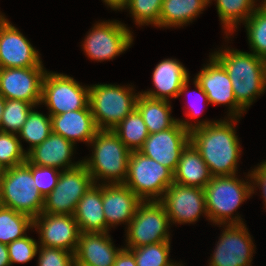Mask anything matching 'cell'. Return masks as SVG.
Segmentation results:
<instances>
[{"mask_svg": "<svg viewBox=\"0 0 266 266\" xmlns=\"http://www.w3.org/2000/svg\"><path fill=\"white\" fill-rule=\"evenodd\" d=\"M38 243L29 236L15 240L7 245L10 265L14 263H27L38 253Z\"/></svg>", "mask_w": 266, "mask_h": 266, "instance_id": "37", "label": "cell"}, {"mask_svg": "<svg viewBox=\"0 0 266 266\" xmlns=\"http://www.w3.org/2000/svg\"><path fill=\"white\" fill-rule=\"evenodd\" d=\"M168 100L150 98L142 93L136 102V109L142 116L150 134L173 127L179 119L171 117V105Z\"/></svg>", "mask_w": 266, "mask_h": 266, "instance_id": "26", "label": "cell"}, {"mask_svg": "<svg viewBox=\"0 0 266 266\" xmlns=\"http://www.w3.org/2000/svg\"><path fill=\"white\" fill-rule=\"evenodd\" d=\"M244 25L252 53L266 60V3L264 1L244 22Z\"/></svg>", "mask_w": 266, "mask_h": 266, "instance_id": "31", "label": "cell"}, {"mask_svg": "<svg viewBox=\"0 0 266 266\" xmlns=\"http://www.w3.org/2000/svg\"><path fill=\"white\" fill-rule=\"evenodd\" d=\"M208 220L215 225L241 224L240 216L231 217L234 211L252 195V184L235 175L213 176L204 188Z\"/></svg>", "mask_w": 266, "mask_h": 266, "instance_id": "4", "label": "cell"}, {"mask_svg": "<svg viewBox=\"0 0 266 266\" xmlns=\"http://www.w3.org/2000/svg\"><path fill=\"white\" fill-rule=\"evenodd\" d=\"M93 184L83 162L76 167L61 170L57 186L44 198L42 213L73 215L79 200Z\"/></svg>", "mask_w": 266, "mask_h": 266, "instance_id": "9", "label": "cell"}, {"mask_svg": "<svg viewBox=\"0 0 266 266\" xmlns=\"http://www.w3.org/2000/svg\"><path fill=\"white\" fill-rule=\"evenodd\" d=\"M5 169L0 165V174L4 171Z\"/></svg>", "mask_w": 266, "mask_h": 266, "instance_id": "47", "label": "cell"}, {"mask_svg": "<svg viewBox=\"0 0 266 266\" xmlns=\"http://www.w3.org/2000/svg\"><path fill=\"white\" fill-rule=\"evenodd\" d=\"M212 177L200 153L189 143L182 151L177 168L173 173L174 182L204 189Z\"/></svg>", "mask_w": 266, "mask_h": 266, "instance_id": "25", "label": "cell"}, {"mask_svg": "<svg viewBox=\"0 0 266 266\" xmlns=\"http://www.w3.org/2000/svg\"><path fill=\"white\" fill-rule=\"evenodd\" d=\"M122 248L114 247L108 233L81 232L75 252V265L113 266Z\"/></svg>", "mask_w": 266, "mask_h": 266, "instance_id": "21", "label": "cell"}, {"mask_svg": "<svg viewBox=\"0 0 266 266\" xmlns=\"http://www.w3.org/2000/svg\"><path fill=\"white\" fill-rule=\"evenodd\" d=\"M173 182V172L169 168L140 151L131 152L123 184L142 201H159Z\"/></svg>", "mask_w": 266, "mask_h": 266, "instance_id": "7", "label": "cell"}, {"mask_svg": "<svg viewBox=\"0 0 266 266\" xmlns=\"http://www.w3.org/2000/svg\"><path fill=\"white\" fill-rule=\"evenodd\" d=\"M50 118L52 132L75 145L76 141L89 144L98 131L89 104L84 109L50 115Z\"/></svg>", "mask_w": 266, "mask_h": 266, "instance_id": "23", "label": "cell"}, {"mask_svg": "<svg viewBox=\"0 0 266 266\" xmlns=\"http://www.w3.org/2000/svg\"><path fill=\"white\" fill-rule=\"evenodd\" d=\"M80 232L108 233L102 203V183L93 184L79 200L73 214Z\"/></svg>", "mask_w": 266, "mask_h": 266, "instance_id": "24", "label": "cell"}, {"mask_svg": "<svg viewBox=\"0 0 266 266\" xmlns=\"http://www.w3.org/2000/svg\"><path fill=\"white\" fill-rule=\"evenodd\" d=\"M249 181L251 180L252 183V194H254L255 184L260 186V189L262 190V197L264 198L263 200L265 201V206H266V161L261 162L259 166H257L251 173L247 175Z\"/></svg>", "mask_w": 266, "mask_h": 266, "instance_id": "40", "label": "cell"}, {"mask_svg": "<svg viewBox=\"0 0 266 266\" xmlns=\"http://www.w3.org/2000/svg\"><path fill=\"white\" fill-rule=\"evenodd\" d=\"M143 201L124 184L102 183L103 212L107 228L130 223Z\"/></svg>", "mask_w": 266, "mask_h": 266, "instance_id": "19", "label": "cell"}, {"mask_svg": "<svg viewBox=\"0 0 266 266\" xmlns=\"http://www.w3.org/2000/svg\"><path fill=\"white\" fill-rule=\"evenodd\" d=\"M40 104L48 107L49 115L84 109L89 104V86H81L73 77L63 73L47 71Z\"/></svg>", "mask_w": 266, "mask_h": 266, "instance_id": "10", "label": "cell"}, {"mask_svg": "<svg viewBox=\"0 0 266 266\" xmlns=\"http://www.w3.org/2000/svg\"><path fill=\"white\" fill-rule=\"evenodd\" d=\"M105 2L106 5H108L113 10H121L122 7L125 5L127 0H102Z\"/></svg>", "mask_w": 266, "mask_h": 266, "instance_id": "44", "label": "cell"}, {"mask_svg": "<svg viewBox=\"0 0 266 266\" xmlns=\"http://www.w3.org/2000/svg\"><path fill=\"white\" fill-rule=\"evenodd\" d=\"M113 266H137L134 255L125 248H122L115 257Z\"/></svg>", "mask_w": 266, "mask_h": 266, "instance_id": "41", "label": "cell"}, {"mask_svg": "<svg viewBox=\"0 0 266 266\" xmlns=\"http://www.w3.org/2000/svg\"><path fill=\"white\" fill-rule=\"evenodd\" d=\"M5 106V99L0 95V131H1V117Z\"/></svg>", "mask_w": 266, "mask_h": 266, "instance_id": "45", "label": "cell"}, {"mask_svg": "<svg viewBox=\"0 0 266 266\" xmlns=\"http://www.w3.org/2000/svg\"><path fill=\"white\" fill-rule=\"evenodd\" d=\"M209 62L198 72L194 80L206 93L209 103L214 105L228 104V118H240L245 110L236 102L226 69L213 55L210 56Z\"/></svg>", "mask_w": 266, "mask_h": 266, "instance_id": "17", "label": "cell"}, {"mask_svg": "<svg viewBox=\"0 0 266 266\" xmlns=\"http://www.w3.org/2000/svg\"><path fill=\"white\" fill-rule=\"evenodd\" d=\"M140 93L112 84L89 86V105L98 130H112L136 108Z\"/></svg>", "mask_w": 266, "mask_h": 266, "instance_id": "6", "label": "cell"}, {"mask_svg": "<svg viewBox=\"0 0 266 266\" xmlns=\"http://www.w3.org/2000/svg\"><path fill=\"white\" fill-rule=\"evenodd\" d=\"M44 67L39 52L4 15L0 18V68Z\"/></svg>", "mask_w": 266, "mask_h": 266, "instance_id": "15", "label": "cell"}, {"mask_svg": "<svg viewBox=\"0 0 266 266\" xmlns=\"http://www.w3.org/2000/svg\"><path fill=\"white\" fill-rule=\"evenodd\" d=\"M212 55L223 65L231 80L236 102L246 111L256 96L266 90V60L240 50H218Z\"/></svg>", "mask_w": 266, "mask_h": 266, "instance_id": "2", "label": "cell"}, {"mask_svg": "<svg viewBox=\"0 0 266 266\" xmlns=\"http://www.w3.org/2000/svg\"><path fill=\"white\" fill-rule=\"evenodd\" d=\"M112 131L132 151H139L150 135L139 111L135 108Z\"/></svg>", "mask_w": 266, "mask_h": 266, "instance_id": "28", "label": "cell"}, {"mask_svg": "<svg viewBox=\"0 0 266 266\" xmlns=\"http://www.w3.org/2000/svg\"><path fill=\"white\" fill-rule=\"evenodd\" d=\"M34 107L36 106L23 100L5 99V106L1 117V131L18 134Z\"/></svg>", "mask_w": 266, "mask_h": 266, "instance_id": "33", "label": "cell"}, {"mask_svg": "<svg viewBox=\"0 0 266 266\" xmlns=\"http://www.w3.org/2000/svg\"><path fill=\"white\" fill-rule=\"evenodd\" d=\"M179 60L164 59L159 62L152 74L156 90L140 92L154 99L178 98L188 90L189 72Z\"/></svg>", "mask_w": 266, "mask_h": 266, "instance_id": "20", "label": "cell"}, {"mask_svg": "<svg viewBox=\"0 0 266 266\" xmlns=\"http://www.w3.org/2000/svg\"><path fill=\"white\" fill-rule=\"evenodd\" d=\"M208 5L204 0H163L159 27H179L192 22Z\"/></svg>", "mask_w": 266, "mask_h": 266, "instance_id": "27", "label": "cell"}, {"mask_svg": "<svg viewBox=\"0 0 266 266\" xmlns=\"http://www.w3.org/2000/svg\"><path fill=\"white\" fill-rule=\"evenodd\" d=\"M163 0H127L122 9L128 8L135 23L139 26L159 27V16Z\"/></svg>", "mask_w": 266, "mask_h": 266, "instance_id": "36", "label": "cell"}, {"mask_svg": "<svg viewBox=\"0 0 266 266\" xmlns=\"http://www.w3.org/2000/svg\"><path fill=\"white\" fill-rule=\"evenodd\" d=\"M38 266H75V255L59 248L39 246Z\"/></svg>", "mask_w": 266, "mask_h": 266, "instance_id": "39", "label": "cell"}, {"mask_svg": "<svg viewBox=\"0 0 266 266\" xmlns=\"http://www.w3.org/2000/svg\"><path fill=\"white\" fill-rule=\"evenodd\" d=\"M60 174L59 169L32 164L34 184L44 198L57 186Z\"/></svg>", "mask_w": 266, "mask_h": 266, "instance_id": "38", "label": "cell"}, {"mask_svg": "<svg viewBox=\"0 0 266 266\" xmlns=\"http://www.w3.org/2000/svg\"><path fill=\"white\" fill-rule=\"evenodd\" d=\"M33 228L40 234V246L59 248L75 254L81 232L73 215L41 213L33 219Z\"/></svg>", "mask_w": 266, "mask_h": 266, "instance_id": "18", "label": "cell"}, {"mask_svg": "<svg viewBox=\"0 0 266 266\" xmlns=\"http://www.w3.org/2000/svg\"><path fill=\"white\" fill-rule=\"evenodd\" d=\"M164 206L170 224L194 223L201 214L208 218L204 189L173 182L159 200Z\"/></svg>", "mask_w": 266, "mask_h": 266, "instance_id": "12", "label": "cell"}, {"mask_svg": "<svg viewBox=\"0 0 266 266\" xmlns=\"http://www.w3.org/2000/svg\"><path fill=\"white\" fill-rule=\"evenodd\" d=\"M29 228H33L31 217L0 205V243L8 245L25 237Z\"/></svg>", "mask_w": 266, "mask_h": 266, "instance_id": "30", "label": "cell"}, {"mask_svg": "<svg viewBox=\"0 0 266 266\" xmlns=\"http://www.w3.org/2000/svg\"><path fill=\"white\" fill-rule=\"evenodd\" d=\"M194 86L196 88V90L198 91V98L200 97L201 99H203L205 102H207V104L209 103L208 101V97L206 95V93L203 91V89L201 88V86L194 80ZM197 98V100L199 101V99ZM200 102V101H199ZM198 103V102H197ZM191 106V105H190ZM194 106V104H193ZM200 107H196L195 109L191 106V108L189 109L190 111L187 112L186 116L189 118H195L198 117L199 114H201V111L199 109Z\"/></svg>", "mask_w": 266, "mask_h": 266, "instance_id": "42", "label": "cell"}, {"mask_svg": "<svg viewBox=\"0 0 266 266\" xmlns=\"http://www.w3.org/2000/svg\"><path fill=\"white\" fill-rule=\"evenodd\" d=\"M0 266H11L7 245L0 243Z\"/></svg>", "mask_w": 266, "mask_h": 266, "instance_id": "43", "label": "cell"}, {"mask_svg": "<svg viewBox=\"0 0 266 266\" xmlns=\"http://www.w3.org/2000/svg\"><path fill=\"white\" fill-rule=\"evenodd\" d=\"M190 143V131L178 121L167 130L150 134L141 153L175 172L182 151Z\"/></svg>", "mask_w": 266, "mask_h": 266, "instance_id": "16", "label": "cell"}, {"mask_svg": "<svg viewBox=\"0 0 266 266\" xmlns=\"http://www.w3.org/2000/svg\"><path fill=\"white\" fill-rule=\"evenodd\" d=\"M52 133L50 115L45 116L38 111L31 110L22 129L17 134L26 142H29L30 147L27 153L35 146L41 144Z\"/></svg>", "mask_w": 266, "mask_h": 266, "instance_id": "32", "label": "cell"}, {"mask_svg": "<svg viewBox=\"0 0 266 266\" xmlns=\"http://www.w3.org/2000/svg\"><path fill=\"white\" fill-rule=\"evenodd\" d=\"M0 205L32 219L42 213L44 197L34 184L32 164L28 161L0 174Z\"/></svg>", "mask_w": 266, "mask_h": 266, "instance_id": "5", "label": "cell"}, {"mask_svg": "<svg viewBox=\"0 0 266 266\" xmlns=\"http://www.w3.org/2000/svg\"><path fill=\"white\" fill-rule=\"evenodd\" d=\"M169 266H182V265L179 264V263H172V264H170Z\"/></svg>", "mask_w": 266, "mask_h": 266, "instance_id": "46", "label": "cell"}, {"mask_svg": "<svg viewBox=\"0 0 266 266\" xmlns=\"http://www.w3.org/2000/svg\"><path fill=\"white\" fill-rule=\"evenodd\" d=\"M74 146L63 136L52 132L41 144L27 153V161L36 166L70 169L82 162V160L76 163L71 162Z\"/></svg>", "mask_w": 266, "mask_h": 266, "instance_id": "22", "label": "cell"}, {"mask_svg": "<svg viewBox=\"0 0 266 266\" xmlns=\"http://www.w3.org/2000/svg\"><path fill=\"white\" fill-rule=\"evenodd\" d=\"M83 49L91 60L114 59L126 51L133 43L129 28L121 22L103 21L96 23L84 39Z\"/></svg>", "mask_w": 266, "mask_h": 266, "instance_id": "11", "label": "cell"}, {"mask_svg": "<svg viewBox=\"0 0 266 266\" xmlns=\"http://www.w3.org/2000/svg\"><path fill=\"white\" fill-rule=\"evenodd\" d=\"M169 227L164 206L159 201H143L128 224L125 249L170 242Z\"/></svg>", "mask_w": 266, "mask_h": 266, "instance_id": "8", "label": "cell"}, {"mask_svg": "<svg viewBox=\"0 0 266 266\" xmlns=\"http://www.w3.org/2000/svg\"><path fill=\"white\" fill-rule=\"evenodd\" d=\"M237 120L238 118L213 122L205 120L195 123L196 125L178 120L190 131V143L200 153L212 176H230L238 171L242 150L234 127Z\"/></svg>", "mask_w": 266, "mask_h": 266, "instance_id": "1", "label": "cell"}, {"mask_svg": "<svg viewBox=\"0 0 266 266\" xmlns=\"http://www.w3.org/2000/svg\"><path fill=\"white\" fill-rule=\"evenodd\" d=\"M204 1H205L206 3H208V4H209V3H212V2H211L212 0H204Z\"/></svg>", "mask_w": 266, "mask_h": 266, "instance_id": "48", "label": "cell"}, {"mask_svg": "<svg viewBox=\"0 0 266 266\" xmlns=\"http://www.w3.org/2000/svg\"><path fill=\"white\" fill-rule=\"evenodd\" d=\"M226 33L233 34L237 25L245 22L256 10L255 0H214Z\"/></svg>", "mask_w": 266, "mask_h": 266, "instance_id": "29", "label": "cell"}, {"mask_svg": "<svg viewBox=\"0 0 266 266\" xmlns=\"http://www.w3.org/2000/svg\"><path fill=\"white\" fill-rule=\"evenodd\" d=\"M89 144L93 146L92 156L82 162L94 184L99 179L107 180L106 184H123L131 151L112 130H98Z\"/></svg>", "mask_w": 266, "mask_h": 266, "instance_id": "3", "label": "cell"}, {"mask_svg": "<svg viewBox=\"0 0 266 266\" xmlns=\"http://www.w3.org/2000/svg\"><path fill=\"white\" fill-rule=\"evenodd\" d=\"M46 72L44 67L0 68V95L38 106Z\"/></svg>", "mask_w": 266, "mask_h": 266, "instance_id": "14", "label": "cell"}, {"mask_svg": "<svg viewBox=\"0 0 266 266\" xmlns=\"http://www.w3.org/2000/svg\"><path fill=\"white\" fill-rule=\"evenodd\" d=\"M20 139L17 134L0 131V165L4 169L27 161V151L23 149Z\"/></svg>", "mask_w": 266, "mask_h": 266, "instance_id": "35", "label": "cell"}, {"mask_svg": "<svg viewBox=\"0 0 266 266\" xmlns=\"http://www.w3.org/2000/svg\"><path fill=\"white\" fill-rule=\"evenodd\" d=\"M135 257L137 266H169L170 242L153 243L128 249Z\"/></svg>", "mask_w": 266, "mask_h": 266, "instance_id": "34", "label": "cell"}, {"mask_svg": "<svg viewBox=\"0 0 266 266\" xmlns=\"http://www.w3.org/2000/svg\"><path fill=\"white\" fill-rule=\"evenodd\" d=\"M209 266H252L253 240L244 223L225 224Z\"/></svg>", "mask_w": 266, "mask_h": 266, "instance_id": "13", "label": "cell"}]
</instances>
